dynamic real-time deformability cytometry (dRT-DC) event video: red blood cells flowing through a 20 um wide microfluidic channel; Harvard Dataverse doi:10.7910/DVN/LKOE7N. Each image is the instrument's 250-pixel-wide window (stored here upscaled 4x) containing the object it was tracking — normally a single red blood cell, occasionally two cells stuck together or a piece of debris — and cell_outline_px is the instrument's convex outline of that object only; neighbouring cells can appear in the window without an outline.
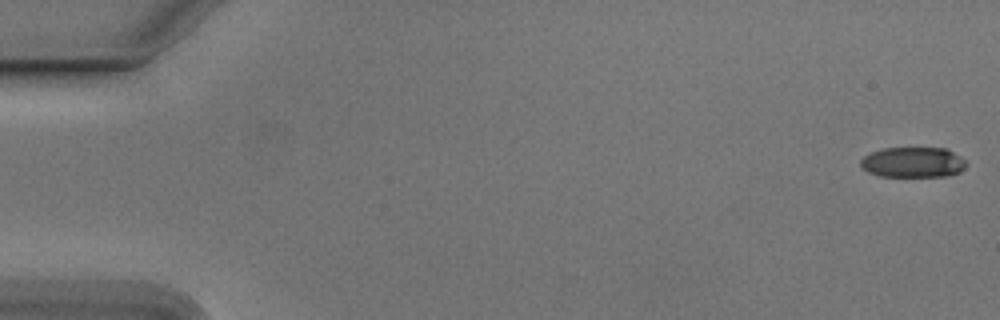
{"species": "Egyptian fruit bat (a non-hibernating species)", "species_latin": "Rousettus aegyptiacus", "temperature_condition": "cold", "stored_images_in_passage": 7, "camera_frame_rate_fps": 3000, "um_per_image_px": 0.085, "animal": {"sex": "male"}, "frame": {"image": 1, "passage_image": 1, "time_ms": 0.0, "image_size_px": [1000, 320], "cell_outline_px": [[968, 164], [960, 172], [944, 176], [880, 176], [868, 172], [860, 164], [860, 160], [864, 156], [880, 148], [948, 148], [960, 156]], "centroid_in_image_um": [77.62, 13.78], "position_along_channel_um": 7.4, "area_um2": 18.73}}